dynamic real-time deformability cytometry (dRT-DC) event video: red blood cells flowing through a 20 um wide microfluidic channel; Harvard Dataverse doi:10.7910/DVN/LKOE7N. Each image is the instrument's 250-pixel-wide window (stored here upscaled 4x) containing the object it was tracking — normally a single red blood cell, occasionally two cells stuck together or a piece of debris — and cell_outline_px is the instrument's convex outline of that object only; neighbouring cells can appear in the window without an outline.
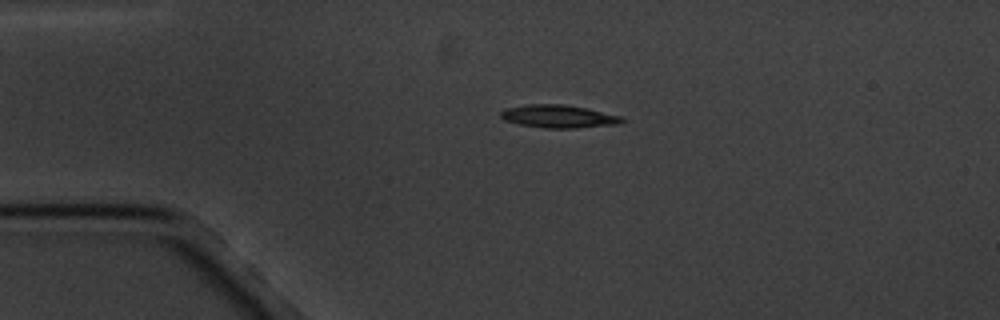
{"species": "common noctule bat (a hibernating species)", "species_latin": "Nyctalus noctula", "temperature_condition": "cold", "stored_images_in_passage": 4, "camera_frame_rate_fps": 3000, "um_per_image_px": 0.085, "animal": {"sex": "male", "body_mass_g": 20.1, "forearm_length_mm": 53.5}, "frame": {"image": 1, "passage_image": 3, "time_ms": 2.333, "image_size_px": [1000, 320], "cell_outline_px": [[624, 120], [620, 124], [576, 128], [544, 128], [520, 124], [504, 120], [500, 116], [500, 112], [504, 108], [528, 104], [564, 104], [588, 108], [620, 116]], "centroid_in_image_um": [47.46, 9.89], "position_along_channel_um": 37.5, "area_um2": 16.24}}